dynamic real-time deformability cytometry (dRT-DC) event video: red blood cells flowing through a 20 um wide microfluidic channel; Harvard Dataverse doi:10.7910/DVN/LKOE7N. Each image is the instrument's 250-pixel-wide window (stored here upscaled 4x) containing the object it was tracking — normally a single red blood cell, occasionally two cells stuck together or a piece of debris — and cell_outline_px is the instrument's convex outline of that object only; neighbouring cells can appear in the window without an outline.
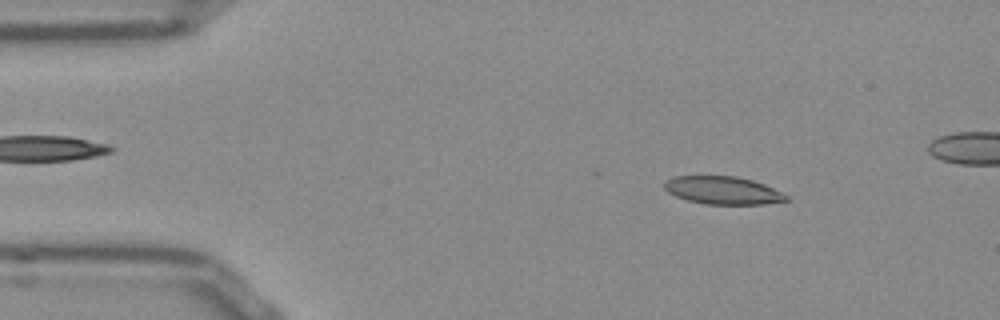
{"species": "Egyptian fruit bat (a non-hibernating species)", "species_latin": "Rousettus aegyptiacus", "temperature_condition": "room temperature", "stored_images_in_passage": 47, "camera_frame_rate_fps": 3000, "um_per_image_px": 0.085, "frame": {"image": 1, "passage_image": 6, "time_ms": 1.667, "image_size_px": [1000, 320], "cell_outline_px": [[788, 200], [764, 204], [704, 204], [688, 200], [676, 196], [668, 192], [664, 188], [664, 180], [672, 176], [736, 176], [752, 180], [764, 184], [788, 196]], "centroid_in_image_um": [61.4, 16.17], "position_along_channel_um": 23.6, "area_um2": 19.71}}
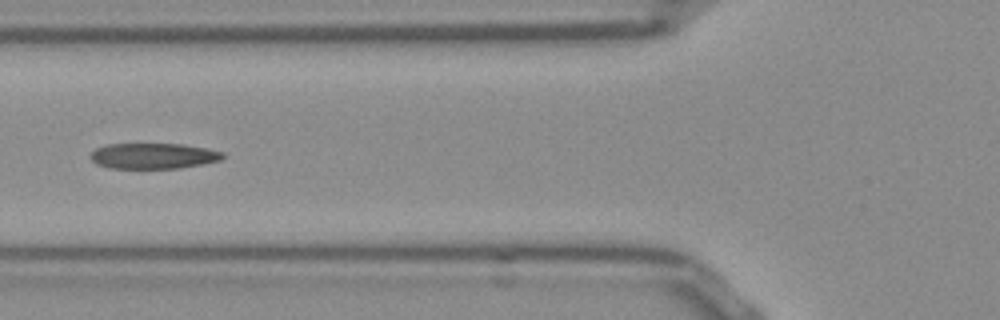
{"frame": {"image": 2, "passage_image": 18, "time_ms": 5.667, "image_size_px": [1000, 320], "cell_outline_px": [[224, 156], [220, 160], [180, 168], [108, 168], [96, 164], [88, 156], [96, 148], [108, 144], [180, 144], [208, 148], [224, 152]], "centroid_in_image_um": [13.01, 13.25], "position_along_channel_um": 112.8, "area_um2": 19.77}}
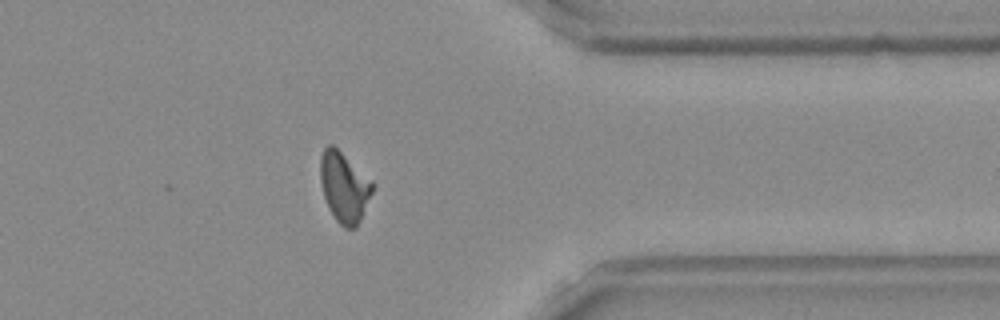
{"frame": {"image": 3, "passage_image": 40, "time_ms": 13.0, "image_size_px": [1000, 320], "cell_outline_px": [[372, 192], [360, 220], [356, 228], [344, 228], [336, 220], [324, 196], [320, 180], [320, 156], [324, 148], [328, 144], [332, 144], [372, 184]], "centroid_in_image_um": [29.21, 15.93], "position_along_channel_um": 382.2, "area_um2": 20.35}}